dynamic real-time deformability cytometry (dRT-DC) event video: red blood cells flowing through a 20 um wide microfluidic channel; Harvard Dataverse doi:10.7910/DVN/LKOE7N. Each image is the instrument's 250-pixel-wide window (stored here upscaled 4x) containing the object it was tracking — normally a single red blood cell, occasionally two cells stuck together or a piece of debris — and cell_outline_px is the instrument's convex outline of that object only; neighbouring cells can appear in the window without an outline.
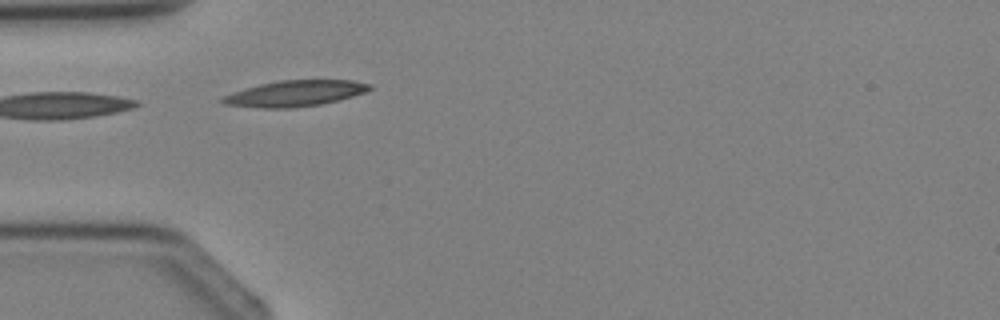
{"species": "Egyptian fruit bat (a non-hibernating species)", "species_latin": "Rousettus aegyptiacus", "temperature_condition": "cold", "stored_images_in_passage": 4, "camera_frame_rate_fps": 3000, "um_per_image_px": 0.085, "animal": {"sex": "female"}, "frame": {"image": 1, "passage_image": 3, "time_ms": 2.333, "image_size_px": [1000, 320], "cell_outline_px": [[372, 88], [364, 92], [340, 100], [320, 104], [292, 108], [260, 108], [224, 104], [220, 100], [224, 96], [232, 92], [260, 84], [280, 80], [352, 80], [372, 84]], "centroid_in_image_um": [25.08, 7.94], "position_along_channel_um": 59.9, "area_um2": 22.14}}
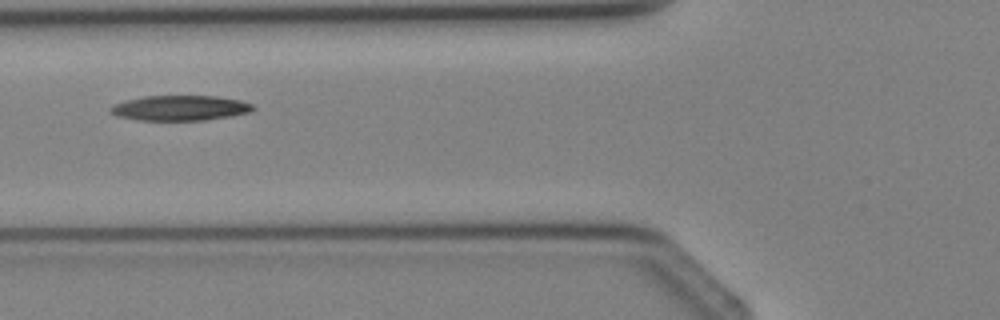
{"frame": {"image": 2, "passage_image": 4, "time_ms": 3.333, "image_size_px": [1000, 320], "cell_outline_px": [[256, 108], [248, 112], [232, 116], [204, 120], [136, 120], [120, 116], [112, 112], [112, 108], [116, 104], [128, 100], [144, 96], [216, 96], [240, 100], [252, 104]], "centroid_in_image_um": [15.38, 9.18], "position_along_channel_um": 110.4, "area_um2": 20.52}}